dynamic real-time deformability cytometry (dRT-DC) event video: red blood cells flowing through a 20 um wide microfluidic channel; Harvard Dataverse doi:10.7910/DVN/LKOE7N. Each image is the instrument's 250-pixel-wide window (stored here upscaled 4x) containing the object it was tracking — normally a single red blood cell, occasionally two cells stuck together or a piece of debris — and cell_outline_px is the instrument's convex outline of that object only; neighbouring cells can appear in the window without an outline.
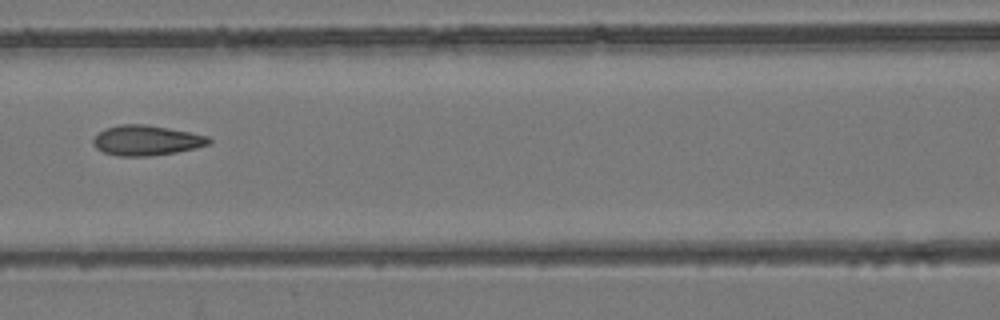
{"species": "common noctule bat (a hibernating species)", "species_latin": "Nyctalus noctula", "temperature_condition": "room temperature", "stored_images_in_passage": 9, "camera_frame_rate_fps": 3000, "um_per_image_px": 0.085, "animal": {"sex": "female", "body_mass_g": 24.6, "forearm_length_mm": 56.2}, "frame": {"image": 1, "passage_image": 6, "time_ms": 7.333, "image_size_px": [1000, 320], "cell_outline_px": [[212, 140], [208, 144], [196, 148], [176, 152], [148, 156], [120, 156], [104, 152], [96, 148], [92, 144], [92, 140], [104, 128], [120, 124], [144, 124], [168, 128], [208, 136]], "centroid_in_image_um": [12.42, 11.93], "position_along_channel_um": 154.2, "area_um2": 20.17}}
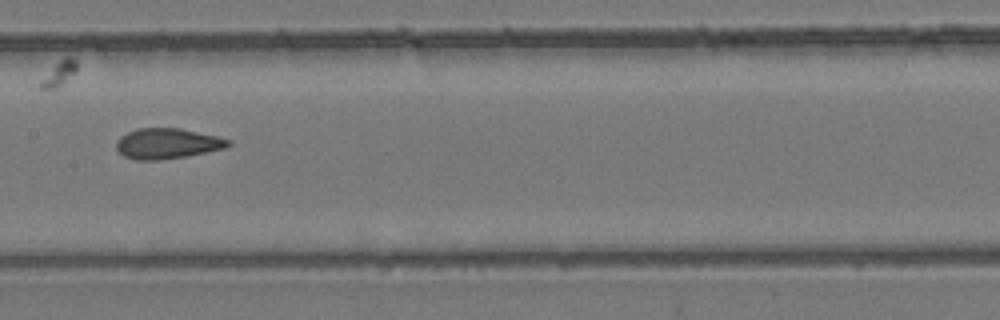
{"frame": {"image": 2, "passage_image": 7, "time_ms": 8.333, "image_size_px": [1000, 320], "cell_outline_px": [[232, 144], [224, 148], [188, 156], [160, 160], [136, 160], [124, 156], [116, 148], [116, 140], [120, 136], [136, 128], [180, 128], [216, 136], [232, 140]], "centroid_in_image_um": [14.21, 12.2], "position_along_channel_um": 193.2, "area_um2": 19.94}}